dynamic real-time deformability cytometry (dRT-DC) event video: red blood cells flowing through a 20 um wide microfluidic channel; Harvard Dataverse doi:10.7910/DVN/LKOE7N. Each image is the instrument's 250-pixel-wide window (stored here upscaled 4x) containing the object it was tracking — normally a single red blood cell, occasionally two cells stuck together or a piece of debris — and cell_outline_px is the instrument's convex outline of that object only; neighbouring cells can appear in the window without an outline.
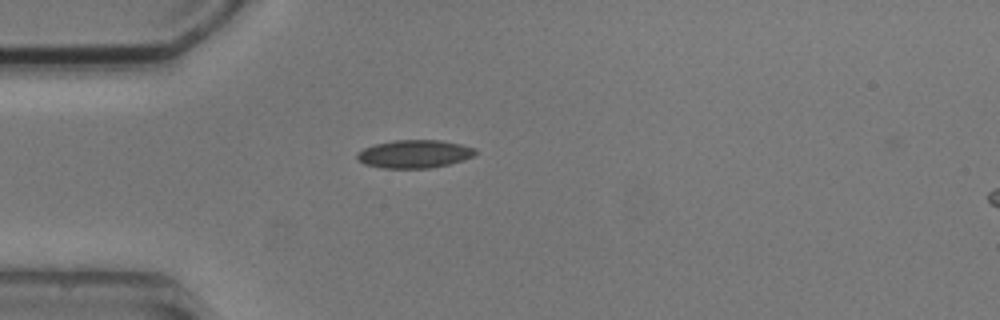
{"species": "common noctule bat (a hibernating species)", "species_latin": "Nyctalus noctula", "temperature_condition": "cold", "stored_images_in_passage": 2, "camera_frame_rate_fps": 3000, "um_per_image_px": 0.085, "animal": {"sex": "male", "body_mass_g": 20.5, "forearm_length_mm": 52.5}, "frame": {"image": 1, "passage_image": 1, "time_ms": 0.0, "image_size_px": [1000, 320], "cell_outline_px": [[476, 152], [472, 156], [448, 164], [432, 168], [380, 168], [364, 164], [356, 156], [356, 152], [364, 148], [376, 144], [396, 140], [440, 140], [460, 144], [476, 148]], "centroid_in_image_um": [35.19, 13.09], "position_along_channel_um": 49.8, "area_um2": 19.19}}